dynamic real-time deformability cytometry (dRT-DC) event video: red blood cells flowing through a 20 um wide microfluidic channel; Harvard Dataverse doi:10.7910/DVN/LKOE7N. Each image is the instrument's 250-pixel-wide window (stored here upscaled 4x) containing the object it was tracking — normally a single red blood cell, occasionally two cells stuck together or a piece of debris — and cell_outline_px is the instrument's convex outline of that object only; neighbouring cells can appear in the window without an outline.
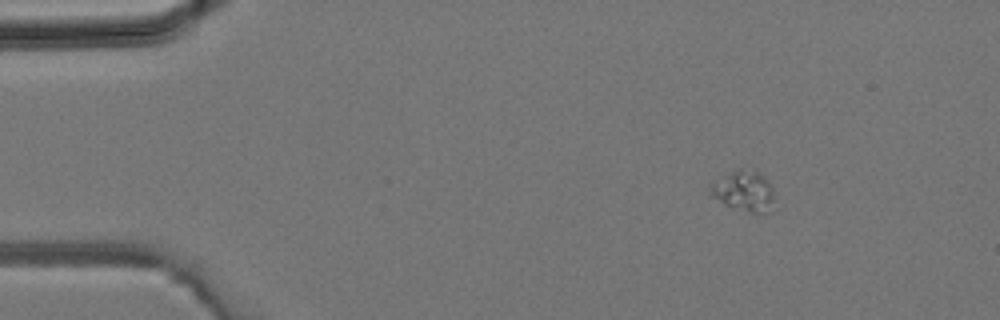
{"species": "common noctule bat (a hibernating species)", "species_latin": "Nyctalus noctula", "temperature_condition": "room temperature", "stored_images_in_passage": 4, "camera_frame_rate_fps": 3000, "um_per_image_px": 0.085, "animal": {"sex": "male", "body_mass_g": 19.2, "forearm_length_mm": 51.8}, "frame": {"image": 1, "passage_image": 1, "time_ms": 0.0, "image_size_px": [1000, 320], "cell_outline_px": [[776, 196], [768, 212], [752, 212], [724, 204], [708, 196], [708, 188], [712, 184], [736, 168], [740, 168], [760, 172], [768, 180]], "centroid_in_image_um": [63.23, 16.22], "position_along_channel_um": 21.8, "area_um2": 15.14}}
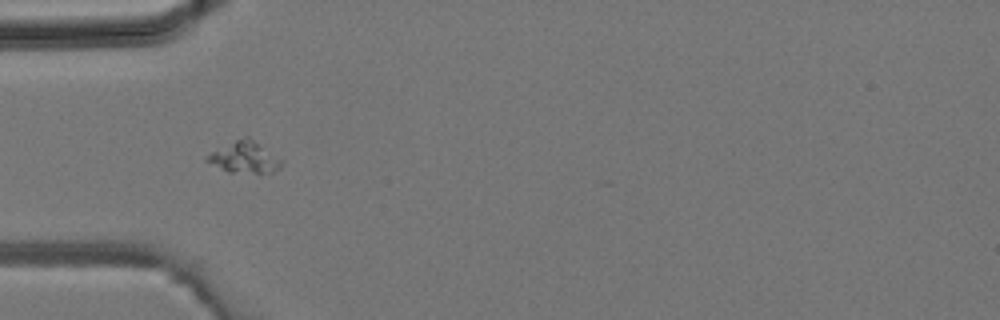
{"frame": {"image": 2, "passage_image": 3, "time_ms": 0.667, "image_size_px": [1000, 320], "cell_outline_px": [[284, 164], [280, 168], [272, 172], [228, 172], [204, 160], [204, 156], [244, 136], [248, 136], [284, 160]], "centroid_in_image_um": [20.82, 13.37], "position_along_channel_um": 64.2, "area_um2": 13.47}}
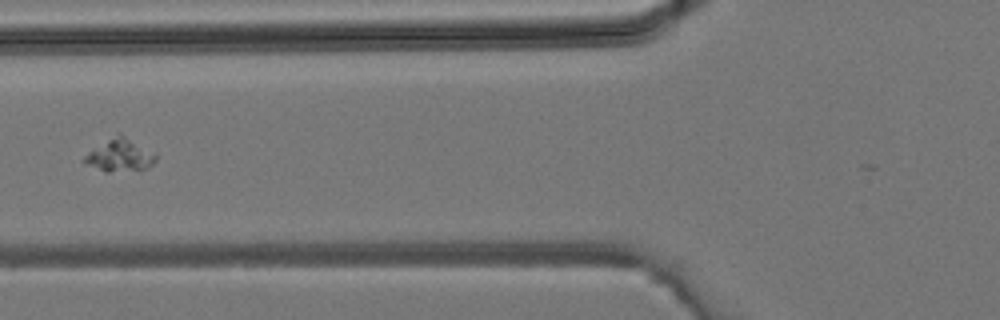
{"frame": {"image": 3, "passage_image": 4, "time_ms": 1.0, "image_size_px": [1000, 320], "cell_outline_px": [[156, 160], [148, 168], [108, 172], [104, 172], [84, 164], [80, 160], [92, 148], [120, 132], [156, 152]], "centroid_in_image_um": [10.16, 13.18], "position_along_channel_um": 115.6, "area_um2": 13.93}}